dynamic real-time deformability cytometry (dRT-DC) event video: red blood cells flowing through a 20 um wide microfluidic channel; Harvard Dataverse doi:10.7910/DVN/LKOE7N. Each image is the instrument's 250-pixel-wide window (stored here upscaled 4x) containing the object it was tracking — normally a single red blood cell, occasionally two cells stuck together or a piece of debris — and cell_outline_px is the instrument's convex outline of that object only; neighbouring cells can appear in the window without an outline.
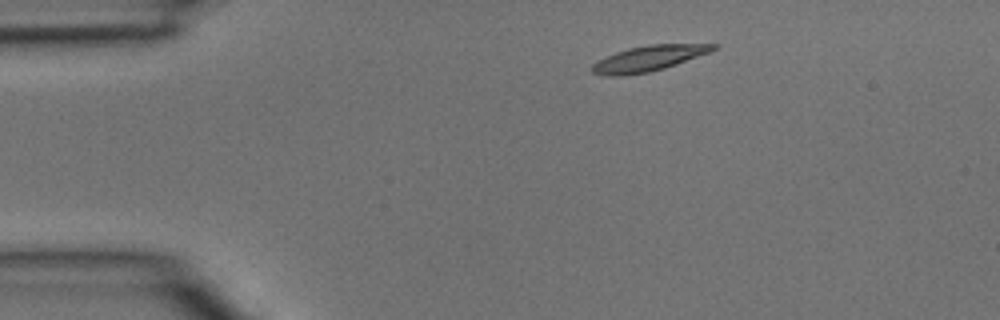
{"species": "common noctule bat (a hibernating species)", "species_latin": "Nyctalus noctula", "temperature_condition": "room temperature", "stored_images_in_passage": 2, "camera_frame_rate_fps": 3000, "um_per_image_px": 0.085, "animal": {"sex": "male", "body_mass_g": 15.6}, "frame": {"image": 1, "passage_image": 1, "time_ms": 0.0, "image_size_px": [1000, 320], "cell_outline_px": [[720, 44], [716, 48], [708, 52], [676, 64], [664, 68], [648, 72], [624, 76], [604, 76], [592, 72], [592, 64], [616, 52], [628, 48], [648, 44]], "centroid_in_image_um": [55.1, 4.97], "position_along_channel_um": 29.9, "area_um2": 17.74}}